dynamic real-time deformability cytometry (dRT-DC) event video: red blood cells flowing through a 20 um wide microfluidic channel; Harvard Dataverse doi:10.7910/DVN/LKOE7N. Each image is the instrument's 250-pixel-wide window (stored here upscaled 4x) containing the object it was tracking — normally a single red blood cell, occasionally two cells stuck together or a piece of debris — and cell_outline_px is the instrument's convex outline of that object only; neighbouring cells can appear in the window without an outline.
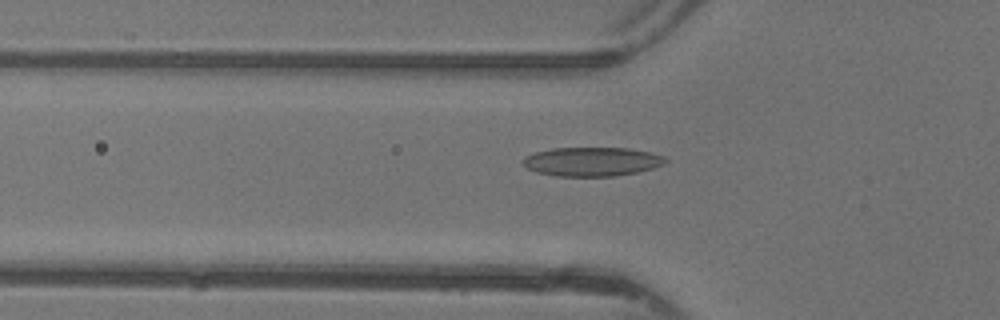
{"species": "common noctule bat (a hibernating species)", "species_latin": "Nyctalus noctula", "temperature_condition": "warm", "stored_images_in_passage": 44, "camera_frame_rate_fps": 3000, "um_per_image_px": 0.085, "animal": {"sex": "female"}, "frame": {"image": 1, "passage_image": 17, "time_ms": 5.333, "image_size_px": [1000, 320], "cell_outline_px": [[668, 160], [664, 164], [652, 168], [636, 172], [616, 176], [556, 176], [536, 172], [528, 168], [520, 160], [524, 156], [536, 152], [552, 148], [628, 148], [652, 152], [664, 156]], "centroid_in_image_um": [50.31, 13.73], "position_along_channel_um": 75.5, "area_um2": 24.16}}
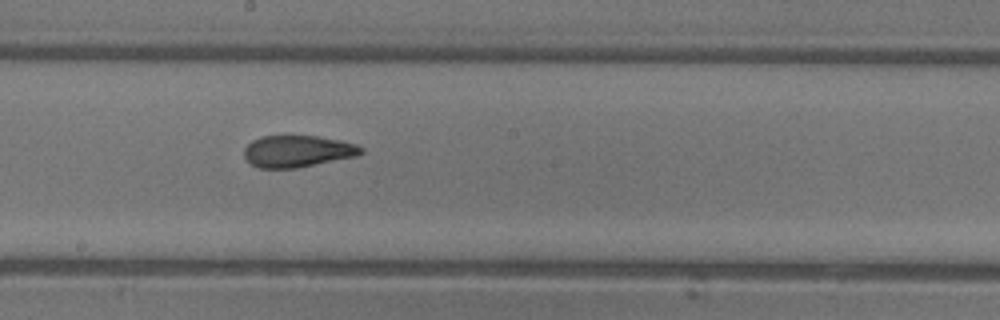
{"frame": {"image": 2, "passage_image": 27, "time_ms": 8.667, "image_size_px": [1000, 320], "cell_outline_px": [[364, 152], [356, 156], [296, 168], [260, 168], [252, 164], [244, 156], [244, 148], [252, 140], [260, 136], [316, 136], [340, 140], [356, 144], [364, 148]], "centroid_in_image_um": [25.29, 12.85], "position_along_channel_um": 222.9, "area_um2": 21.56}}
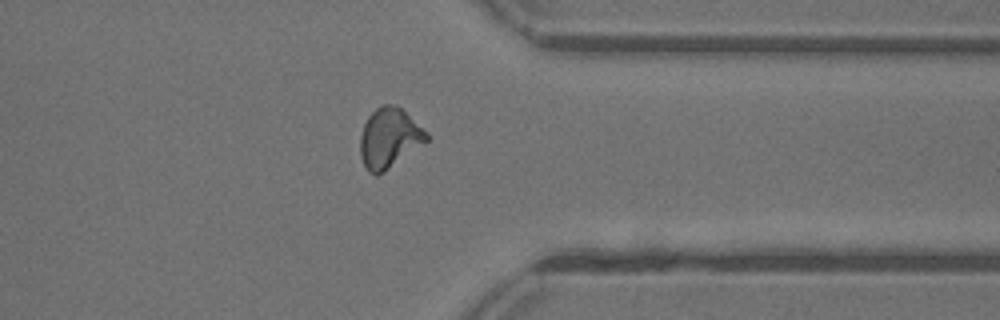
{"frame": {"image": 3, "passage_image": 38, "time_ms": 12.333, "image_size_px": [1000, 320], "cell_outline_px": [[428, 140], [384, 172], [376, 176], [368, 172], [360, 156], [360, 136], [364, 124], [368, 116], [376, 108], [384, 104], [392, 104], [400, 108], [428, 132]], "centroid_in_image_um": [33.06, 11.75], "position_along_channel_um": 378.3, "area_um2": 22.95}, "authors_computed_cell_mechanics": {"area_um2": 22.5709, "velocity_mm_per_s": 4.3874, "shape_relaxation_time_tau1_ms": 5.4579, "shape_relaxation_time_tau2_ms": 1.705, "deformation_change_tau1": 0.1761, "deformation_change_tau2": 0.0827}}